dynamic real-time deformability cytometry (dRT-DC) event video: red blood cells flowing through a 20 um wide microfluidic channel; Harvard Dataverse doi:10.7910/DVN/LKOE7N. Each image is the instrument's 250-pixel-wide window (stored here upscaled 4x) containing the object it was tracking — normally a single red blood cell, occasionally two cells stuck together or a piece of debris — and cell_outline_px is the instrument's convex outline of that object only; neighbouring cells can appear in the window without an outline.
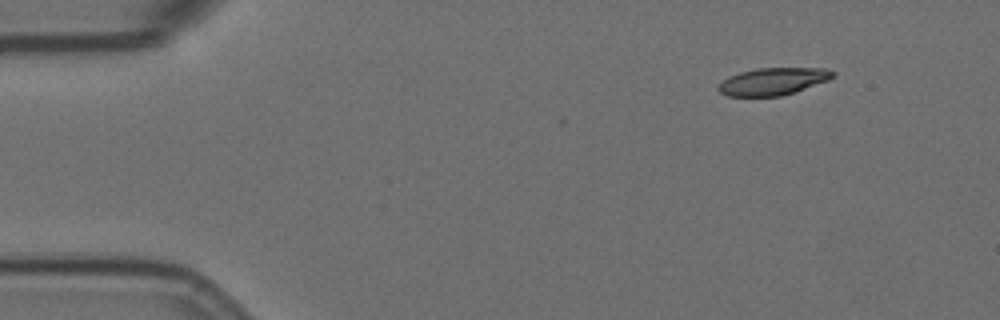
{"species": "Egyptian fruit bat (a non-hibernating species)", "species_latin": "Rousettus aegyptiacus", "temperature_condition": "room temperature", "stored_images_in_passage": 4, "camera_frame_rate_fps": 3000, "um_per_image_px": 0.085, "animal": {"sex": "female"}, "frame": {"image": 1, "passage_image": 1, "time_ms": 0.0, "image_size_px": [1000, 320], "cell_outline_px": [[836, 72], [828, 80], [780, 96], [728, 96], [720, 92], [716, 88], [728, 76], [740, 72], [756, 68], [828, 68]], "centroid_in_image_um": [65.68, 6.9], "position_along_channel_um": 19.3, "area_um2": 17.98}}